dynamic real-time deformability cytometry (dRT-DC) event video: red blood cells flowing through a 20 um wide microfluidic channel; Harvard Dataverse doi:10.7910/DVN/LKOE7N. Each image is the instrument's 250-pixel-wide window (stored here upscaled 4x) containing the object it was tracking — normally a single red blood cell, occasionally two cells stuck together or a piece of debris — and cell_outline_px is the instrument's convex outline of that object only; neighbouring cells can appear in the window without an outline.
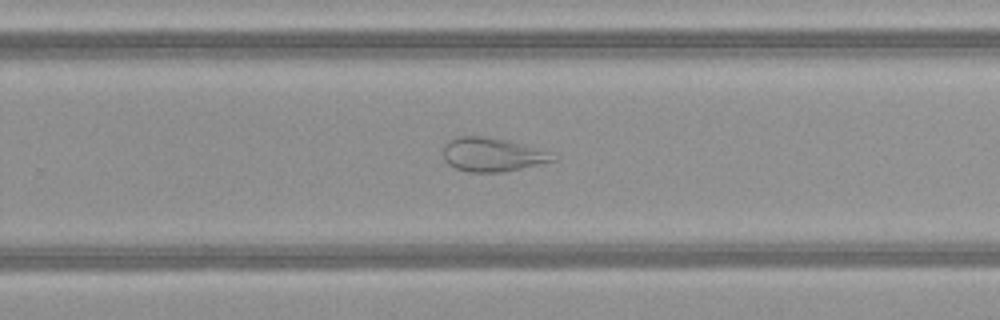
{"species": "common noctule bat (a hibernating species)", "species_latin": "Nyctalus noctula", "temperature_condition": "warm", "stored_images_in_passage": 46, "camera_frame_rate_fps": 3000, "um_per_image_px": 0.085, "animal": {"sex": "female", "body_mass_g": 21.9}, "frame": {"image": 1, "passage_image": 29, "time_ms": 9.333, "image_size_px": [1000, 320], "cell_outline_px": [[556, 160], [504, 172], [468, 172], [456, 168], [448, 164], [444, 160], [444, 144], [448, 140], [460, 136], [480, 136], [508, 140], [548, 152]], "centroid_in_image_um": [41.77, 13.15], "position_along_channel_um": 288.0, "area_um2": 21.27}}
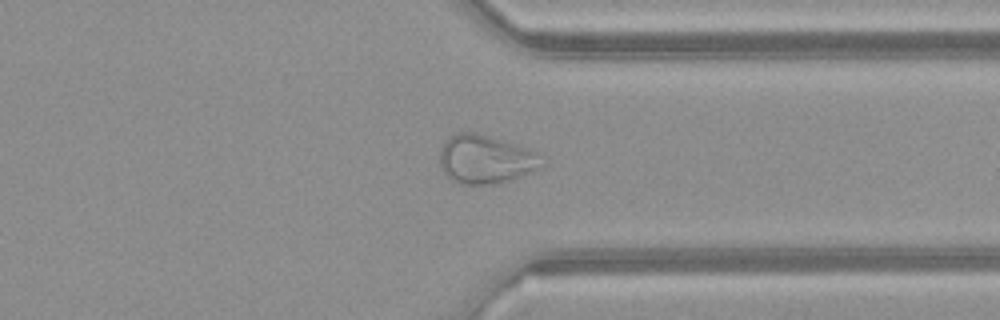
{"frame": {"image": 2, "passage_image": 35, "time_ms": 11.333, "image_size_px": [1000, 320], "cell_outline_px": [[548, 160], [544, 168], [500, 184], [460, 184], [452, 180], [444, 172], [440, 164], [440, 152], [444, 140], [460, 132], [476, 132], [520, 144], [536, 152]], "centroid_in_image_um": [41.38, 13.54], "position_along_channel_um": 370.0, "area_um2": 29.71}}
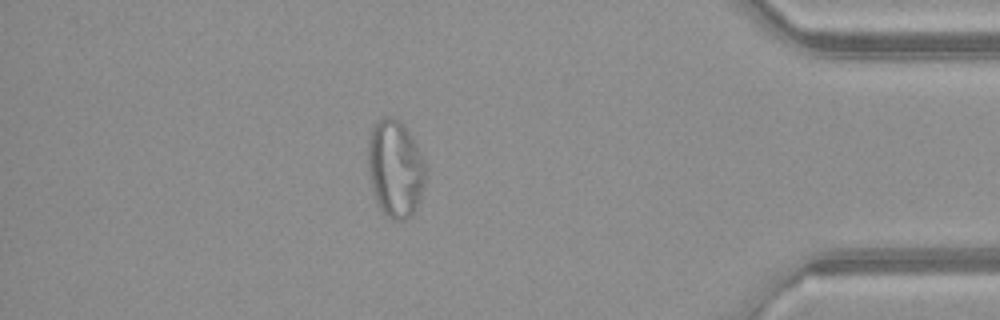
{"frame": {"image": 3, "passage_image": 40, "time_ms": 13.0, "image_size_px": [1000, 320], "cell_outline_px": [[424, 184], [416, 208], [404, 220], [392, 220], [380, 208], [376, 200], [372, 188], [368, 172], [368, 140], [372, 128], [384, 116], [392, 116], [400, 120], [404, 124], [424, 164]], "centroid_in_image_um": [33.55, 14.32], "position_along_channel_um": 401.6, "area_um2": 31.91}}